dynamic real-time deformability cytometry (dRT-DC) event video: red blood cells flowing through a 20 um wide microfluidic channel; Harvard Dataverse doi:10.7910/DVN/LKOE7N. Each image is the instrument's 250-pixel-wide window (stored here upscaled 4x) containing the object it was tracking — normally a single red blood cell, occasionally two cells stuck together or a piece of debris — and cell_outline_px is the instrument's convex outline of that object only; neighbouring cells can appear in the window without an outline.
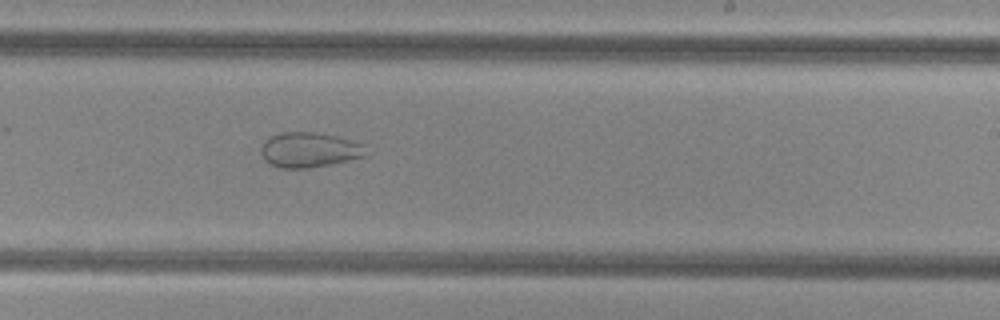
{"species": "common noctule bat (a hibernating species)", "species_latin": "Nyctalus noctula", "temperature_condition": "cold", "stored_images_in_passage": 48, "camera_frame_rate_fps": 3000, "um_per_image_px": 0.085, "animal": {"sex": "female", "body_mass_g": 29.2, "forearm_length_mm": 56.3}, "frame": {"image": 1, "passage_image": 28, "time_ms": 9.0, "image_size_px": [1000, 320], "cell_outline_px": [[368, 156], [332, 164], [308, 168], [280, 168], [264, 160], [260, 152], [260, 148], [264, 140], [268, 136], [280, 132], [316, 132], [336, 136], [368, 144]], "centroid_in_image_um": [26.34, 12.73], "position_along_channel_um": 262.7, "area_um2": 22.02}}
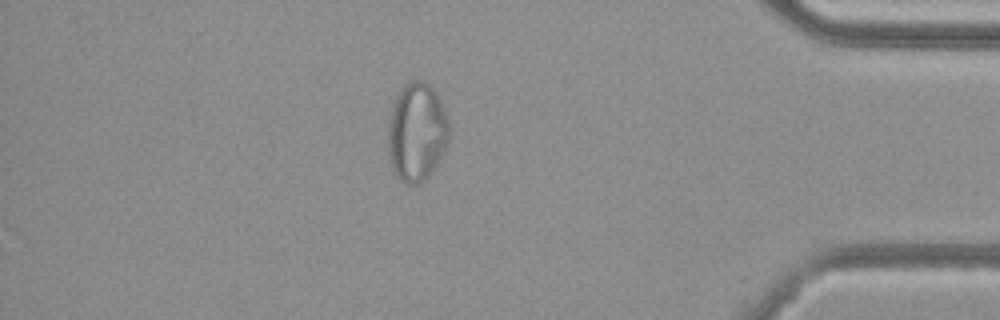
{"frame": {"image": 2, "passage_image": 41, "time_ms": 13.333, "image_size_px": [1000, 320], "cell_outline_px": [[448, 140], [436, 164], [428, 176], [424, 180], [416, 184], [404, 184], [392, 172], [388, 144], [388, 124], [392, 104], [400, 88], [404, 84], [412, 80], [420, 80], [428, 84], [436, 92], [444, 108], [448, 120]], "centroid_in_image_um": [35.39, 11.21], "position_along_channel_um": 399.8, "area_um2": 35.03}}
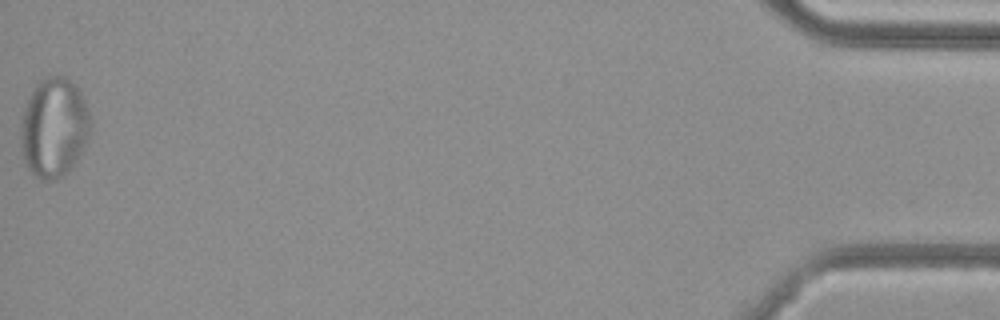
{"frame": {"image": 3, "passage_image": 48, "time_ms": 15.667, "image_size_px": [1000, 320], "cell_outline_px": [[92, 128], [88, 140], [72, 168], [68, 172], [56, 180], [40, 180], [28, 168], [24, 160], [20, 144], [20, 128], [24, 108], [36, 84], [44, 76], [64, 76], [76, 84], [80, 92], [92, 120]], "centroid_in_image_um": [4.6, 10.85], "position_along_channel_um": 430.6, "area_um2": 40.86}}